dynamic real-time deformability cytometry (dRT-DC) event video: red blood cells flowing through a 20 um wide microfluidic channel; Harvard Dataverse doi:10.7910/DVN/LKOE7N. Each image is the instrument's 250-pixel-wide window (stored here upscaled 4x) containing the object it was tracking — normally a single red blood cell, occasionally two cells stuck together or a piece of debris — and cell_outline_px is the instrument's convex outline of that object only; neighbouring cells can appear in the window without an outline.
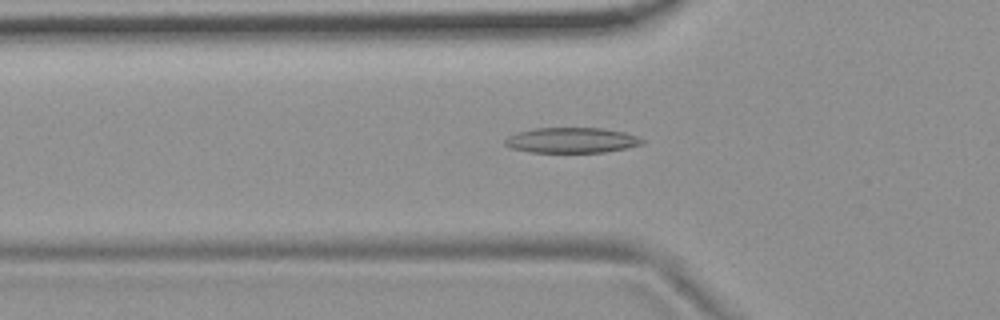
{"species": "common noctule bat (a hibernating species)", "species_latin": "Nyctalus noctula", "temperature_condition": "room temperature", "stored_images_in_passage": 54, "camera_frame_rate_fps": 3000, "um_per_image_px": 0.085, "animal": {"sex": "female", "body_mass_g": 19.9}, "frame": {"image": 1, "passage_image": 18, "time_ms": 5.667, "image_size_px": [1000, 320], "cell_outline_px": [[644, 144], [604, 152], [532, 152], [512, 148], [504, 144], [504, 140], [508, 136], [516, 132], [536, 128], [600, 128], [624, 132], [636, 136], [644, 140]], "centroid_in_image_um": [48.57, 11.91], "position_along_channel_um": 77.2, "area_um2": 20.11}}
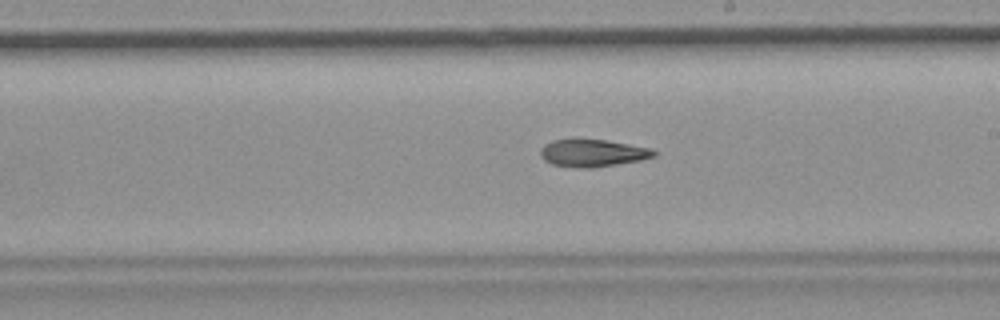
{"frame": {"image": 2, "passage_image": 31, "time_ms": 10.0, "image_size_px": [1000, 320], "cell_outline_px": [[656, 156], [640, 160], [592, 168], [580, 168], [552, 164], [544, 160], [540, 156], [540, 148], [544, 144], [552, 140], [572, 136], [576, 136], [608, 140], [652, 148], [656, 152]], "centroid_in_image_um": [50.32, 12.95], "position_along_channel_um": 238.7, "area_um2": 18.9}}
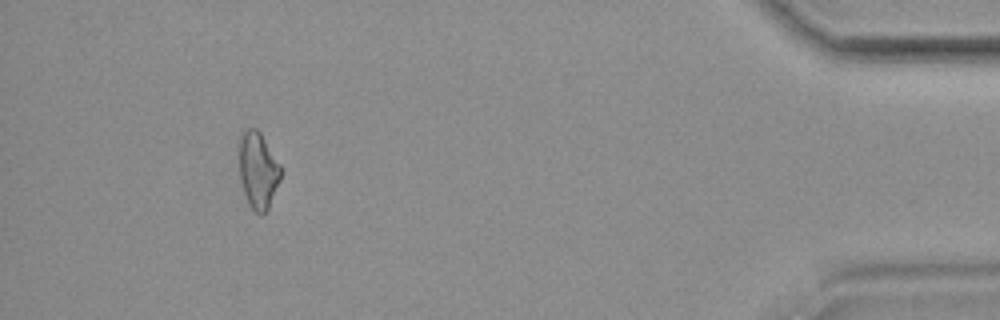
{"frame": {"image": 3, "passage_image": 50, "time_ms": 16.333, "image_size_px": [1000, 320], "cell_outline_px": [[280, 180], [268, 208], [260, 216], [248, 204], [240, 180], [240, 136], [248, 128], [256, 128], [260, 132], [280, 164]], "centroid_in_image_um": [21.93, 14.48], "position_along_channel_um": 413.3, "area_um2": 18.21}}